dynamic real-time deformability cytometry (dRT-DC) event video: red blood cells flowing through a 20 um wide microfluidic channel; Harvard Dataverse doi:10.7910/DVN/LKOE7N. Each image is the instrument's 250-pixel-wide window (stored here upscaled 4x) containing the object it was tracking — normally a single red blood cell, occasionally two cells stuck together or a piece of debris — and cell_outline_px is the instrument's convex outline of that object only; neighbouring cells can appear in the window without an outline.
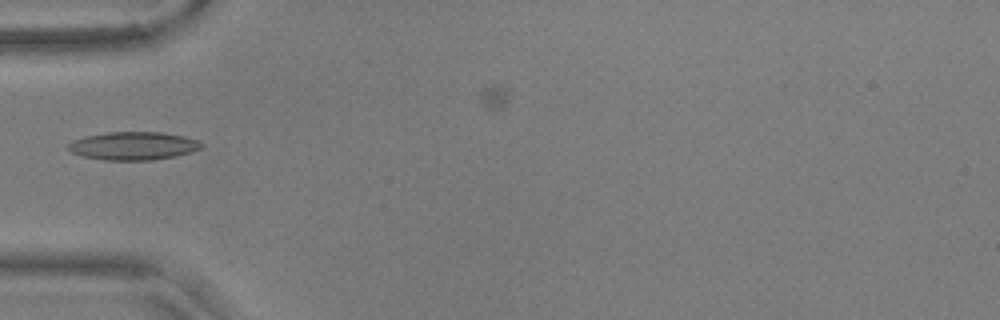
{"species": "common noctule bat (a hibernating species)", "species_latin": "Nyctalus noctula", "temperature_condition": "warm", "stored_images_in_passage": 38, "camera_frame_rate_fps": 3000, "um_per_image_px": 0.085, "animal": {"sex": "male", "body_mass_g": 17.9, "forearm_length_mm": 54.2}, "frame": {"image": 1, "passage_image": 1, "time_ms": 0.0, "image_size_px": [1000, 320], "cell_outline_px": [[204, 144], [200, 148], [192, 152], [176, 156], [152, 160], [104, 160], [84, 156], [72, 152], [68, 148], [68, 144], [72, 140], [84, 136], [108, 132], [160, 132], [184, 136], [196, 140]], "centroid_in_image_um": [11.33, 12.39], "position_along_channel_um": 73.7, "area_um2": 21.79}}
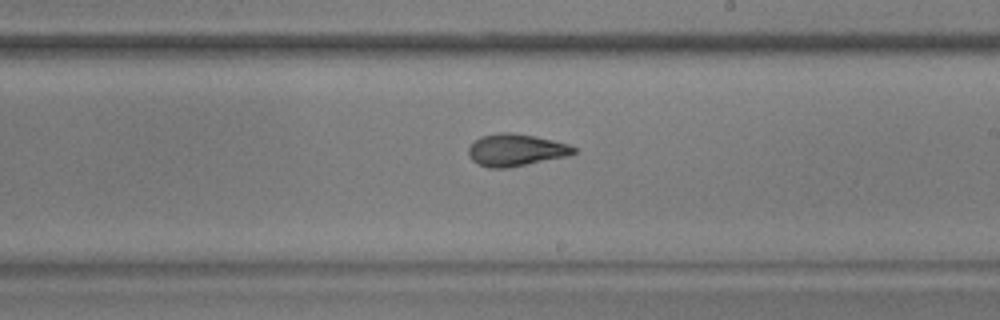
{"frame": {"image": 2, "passage_image": 15, "time_ms": 4.667, "image_size_px": [1000, 320], "cell_outline_px": [[576, 152], [568, 156], [508, 168], [488, 168], [472, 160], [468, 156], [468, 148], [480, 136], [500, 132], [512, 132], [536, 136], [568, 144], [576, 148]], "centroid_in_image_um": [43.84, 12.75], "position_along_channel_um": 245.2, "area_um2": 19.77}}
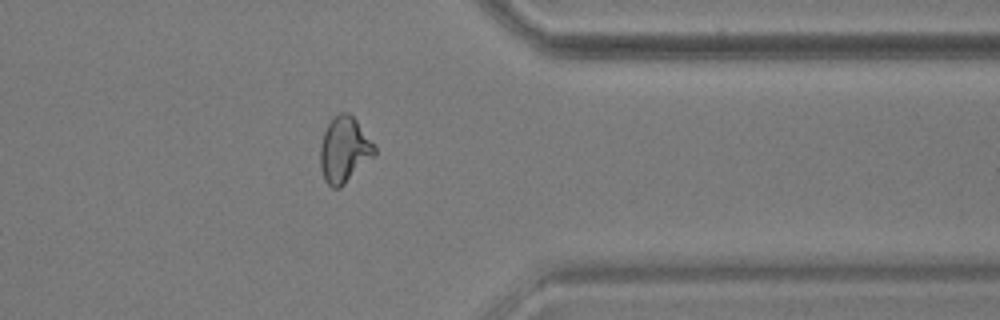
{"frame": {"image": 3, "passage_image": 27, "time_ms": 8.667, "image_size_px": [1000, 320], "cell_outline_px": [[376, 156], [340, 188], [332, 188], [324, 180], [320, 168], [320, 144], [324, 132], [328, 124], [340, 112], [348, 112], [356, 120], [376, 148]], "centroid_in_image_um": [29.26, 12.77], "position_along_channel_um": 382.1, "area_um2": 20.81}}